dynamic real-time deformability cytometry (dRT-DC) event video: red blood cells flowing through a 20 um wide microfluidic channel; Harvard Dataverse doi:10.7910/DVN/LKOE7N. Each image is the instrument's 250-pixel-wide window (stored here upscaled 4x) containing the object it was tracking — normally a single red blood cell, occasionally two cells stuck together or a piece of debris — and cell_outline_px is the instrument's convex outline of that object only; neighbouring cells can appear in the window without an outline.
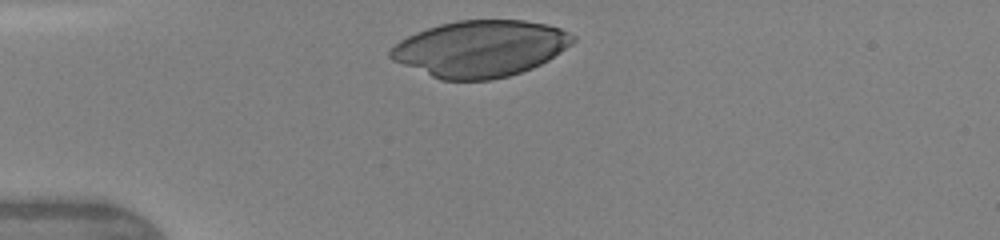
{"species": "human", "species_latin": "Homo sapiens", "temperature_condition": "warm", "stored_images_in_passage": 2, "camera_frame_rate_fps": 3000, "um_per_image_px": 0.085, "donor": {"sex": "female"}, "frame": {"image": 1, "passage_image": 1, "time_ms": 0.0, "image_size_px": [1000, 240], "cell_outline_px": [[576, 40], [572, 44], [548, 60], [532, 68], [508, 76], [492, 80], [440, 80], [392, 60], [388, 56], [388, 52], [400, 40], [416, 32], [440, 24], [456, 20], [524, 20], [548, 24], [560, 28], [576, 36]], "centroid_in_image_um": [40.84, 4.13], "position_along_channel_um": 44.2, "area_um2": 60.0}}